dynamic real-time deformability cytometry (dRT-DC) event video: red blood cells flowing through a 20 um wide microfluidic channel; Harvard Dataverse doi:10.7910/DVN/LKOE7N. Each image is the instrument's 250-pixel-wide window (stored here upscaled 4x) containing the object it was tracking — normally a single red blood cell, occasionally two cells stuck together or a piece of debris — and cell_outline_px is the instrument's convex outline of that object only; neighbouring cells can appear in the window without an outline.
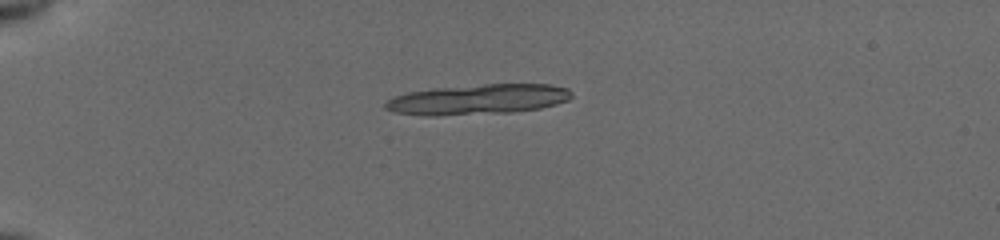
{"species": "common noctule bat (a hibernating species)", "species_latin": "Nyctalus noctula", "temperature_condition": "cold", "stored_images_in_passage": 9, "camera_frame_rate_fps": 3000, "um_per_image_px": 0.085, "animal": {"sex": "female", "body_mass_g": 19.5, "forearm_length_mm": 54.1}, "frame": {"image": 1, "passage_image": 1, "time_ms": 0.0, "image_size_px": [1000, 240], "cell_outline_px": [[572, 96], [568, 100], [556, 104], [540, 108], [512, 112], [436, 116], [424, 116], [396, 112], [384, 108], [384, 104], [388, 100], [396, 96], [408, 92], [436, 88], [484, 84], [548, 84], [568, 88], [572, 92]], "centroid_in_image_um": [40.65, 8.45], "position_along_channel_um": 44.4, "area_um2": 32.77}}